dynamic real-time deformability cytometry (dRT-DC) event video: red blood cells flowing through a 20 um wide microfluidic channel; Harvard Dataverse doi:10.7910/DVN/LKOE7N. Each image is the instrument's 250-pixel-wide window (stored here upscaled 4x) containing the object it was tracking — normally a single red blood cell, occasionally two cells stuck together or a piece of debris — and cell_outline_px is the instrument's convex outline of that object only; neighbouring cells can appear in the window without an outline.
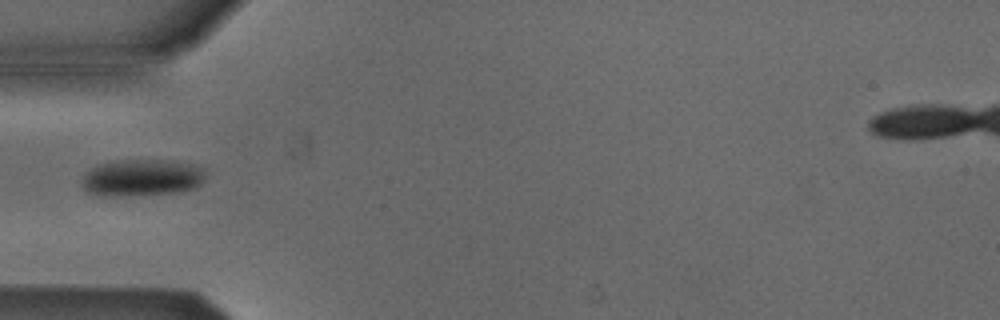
{"species": "Egyptian fruit bat (a non-hibernating species)", "species_latin": "Rousettus aegyptiacus", "temperature_condition": "cold", "stored_images_in_passage": 5, "camera_frame_rate_fps": 3000, "um_per_image_px": 0.085, "animal": {"sex": "male"}, "frame": {"image": 1, "passage_image": 4, "time_ms": 1.0, "image_size_px": [1000, 320], "cell_outline_px": [[204, 180], [196, 188], [180, 192], [132, 196], [104, 196], [88, 192], [84, 188], [80, 180], [96, 164], [112, 160], [172, 160], [192, 164], [200, 168], [204, 176]], "centroid_in_image_um": [12.03, 15.11], "position_along_channel_um": 73.0, "area_um2": 26.82}}